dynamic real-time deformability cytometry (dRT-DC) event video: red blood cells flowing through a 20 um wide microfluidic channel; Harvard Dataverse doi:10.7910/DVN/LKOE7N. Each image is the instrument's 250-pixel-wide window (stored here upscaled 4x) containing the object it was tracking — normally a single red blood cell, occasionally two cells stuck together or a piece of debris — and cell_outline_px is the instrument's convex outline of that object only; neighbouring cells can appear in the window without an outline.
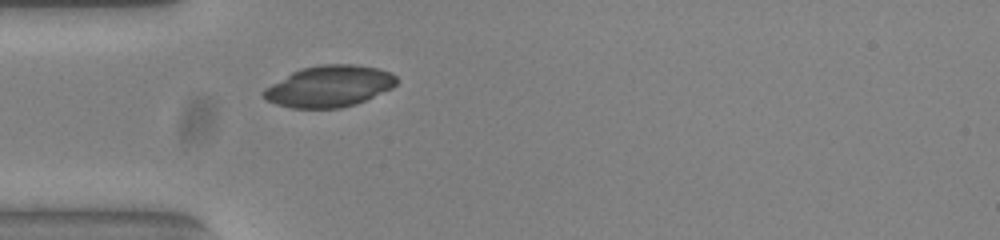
{"species": "common noctule bat (a hibernating species)", "species_latin": "Nyctalus noctula", "temperature_condition": "warm", "stored_images_in_passage": 38, "camera_frame_rate_fps": 3000, "um_per_image_px": 0.085, "animal": {"sex": "female", "body_mass_g": 23.0, "forearm_length_mm": 53.4}, "frame": {"image": 1, "passage_image": 1, "time_ms": 0.0, "image_size_px": [1000, 240], "cell_outline_px": [[396, 84], [392, 88], [356, 104], [340, 108], [292, 108], [276, 104], [268, 100], [260, 92], [264, 88], [292, 72], [300, 68], [324, 64], [356, 64], [376, 68], [392, 72], [396, 76]], "centroid_in_image_um": [27.98, 7.33], "position_along_channel_um": 57.0, "area_um2": 32.02}}
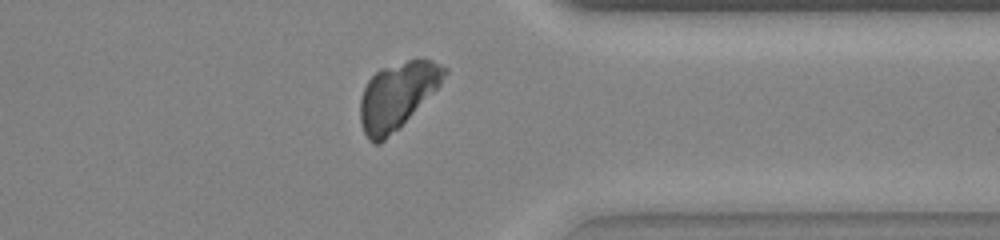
{"frame": {"image": 2, "passage_image": 27, "time_ms": 8.667, "image_size_px": [1000, 240], "cell_outline_px": [[448, 72], [440, 84], [400, 128], [380, 144], [376, 144], [368, 140], [364, 132], [360, 120], [360, 96], [368, 80], [380, 68], [408, 60], [432, 60], [448, 68]], "centroid_in_image_um": [33.75, 8.15], "position_along_channel_um": 377.7, "area_um2": 32.48}}
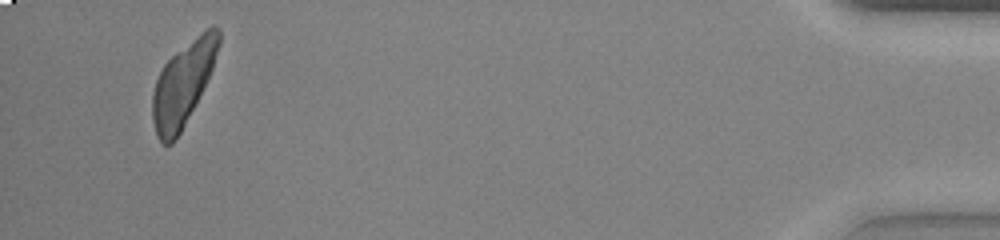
{"frame": {"image": 3, "passage_image": 36, "time_ms": 11.667, "image_size_px": [1000, 240], "cell_outline_px": [[220, 44], [212, 68], [180, 132], [172, 144], [164, 144], [156, 136], [152, 120], [152, 96], [156, 80], [164, 64], [176, 52], [212, 24], [216, 24], [220, 28]], "centroid_in_image_um": [15.54, 7.09], "position_along_channel_um": 419.7, "area_um2": 31.39}}